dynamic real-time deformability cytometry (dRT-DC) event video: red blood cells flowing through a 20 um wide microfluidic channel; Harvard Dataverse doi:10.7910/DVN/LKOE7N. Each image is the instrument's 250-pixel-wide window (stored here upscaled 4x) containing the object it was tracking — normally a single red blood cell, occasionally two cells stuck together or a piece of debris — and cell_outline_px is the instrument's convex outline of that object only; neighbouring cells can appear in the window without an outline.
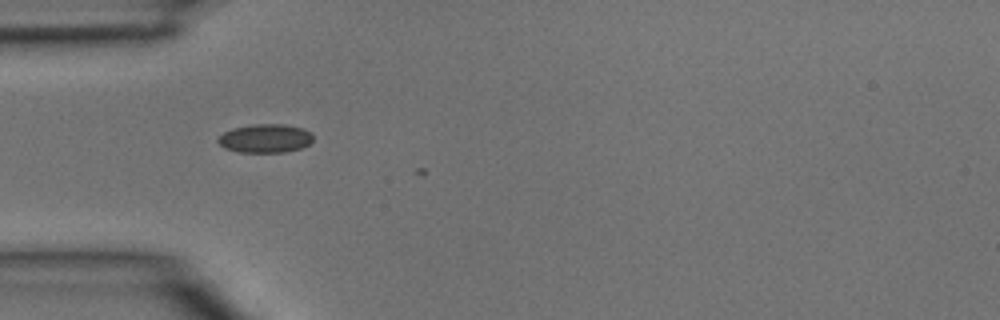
{"species": "common noctule bat (a hibernating species)", "species_latin": "Nyctalus noctula", "temperature_condition": "room temperature", "stored_images_in_passage": 3, "camera_frame_rate_fps": 3000, "um_per_image_px": 0.085, "animal": {"sex": "male", "body_mass_g": 15.6}, "frame": {"image": 1, "passage_image": 2, "time_ms": 0.333, "image_size_px": [1000, 320], "cell_outline_px": [[312, 140], [308, 144], [300, 148], [284, 152], [240, 152], [224, 148], [216, 140], [224, 132], [232, 128], [256, 124], [280, 124], [304, 128], [312, 132]], "centroid_in_image_um": [22.55, 11.76], "position_along_channel_um": 62.5, "area_um2": 15.78}}